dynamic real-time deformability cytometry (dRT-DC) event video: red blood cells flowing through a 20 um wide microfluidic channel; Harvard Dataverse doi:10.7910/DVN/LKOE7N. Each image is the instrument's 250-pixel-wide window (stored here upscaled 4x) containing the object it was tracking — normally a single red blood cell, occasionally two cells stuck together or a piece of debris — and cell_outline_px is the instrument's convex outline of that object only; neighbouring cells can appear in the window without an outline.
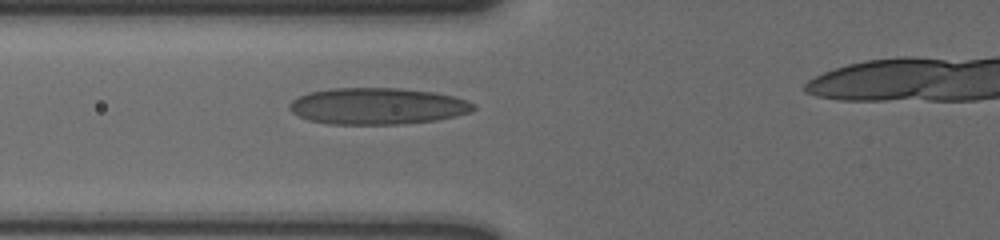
{"species": "human", "species_latin": "Homo sapiens", "temperature_condition": "cold", "stored_images_in_passage": 46, "camera_frame_rate_fps": 3000, "um_per_image_px": 0.085, "donor": {"sex": "male"}, "frame": {"image": 1, "passage_image": 17, "time_ms": 5.333, "image_size_px": [1000, 240], "cell_outline_px": [[476, 108], [472, 112], [456, 116], [436, 120], [400, 124], [328, 124], [308, 120], [292, 112], [288, 108], [288, 104], [292, 100], [308, 92], [332, 88], [400, 88], [432, 92], [452, 96], [468, 100], [476, 104]], "centroid_in_image_um": [32.09, 9.02], "position_along_channel_um": 93.7, "area_um2": 39.36}}
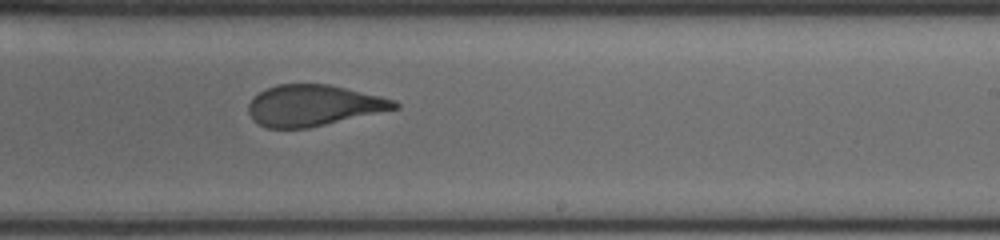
{"frame": {"image": 2, "passage_image": 31, "time_ms": 10.0, "image_size_px": [1000, 240], "cell_outline_px": [[400, 108], [308, 128], [268, 128], [252, 120], [248, 112], [248, 104], [260, 92], [276, 84], [328, 84], [380, 96], [396, 100], [400, 104]], "centroid_in_image_um": [26.66, 8.97], "position_along_channel_um": 262.3, "area_um2": 34.8}}
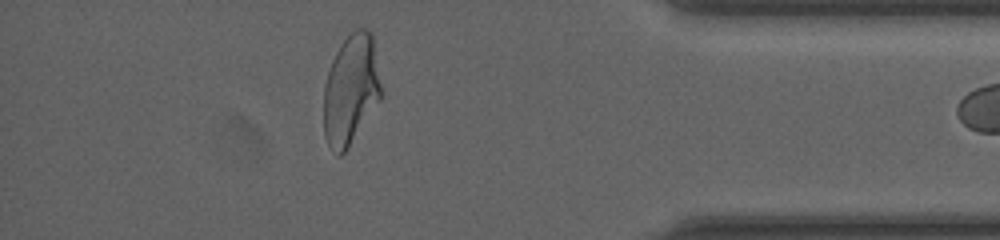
{"frame": {"image": 3, "passage_image": 45, "time_ms": 14.667, "image_size_px": [1000, 240], "cell_outline_px": [[384, 92], [380, 100], [344, 152], [340, 156], [336, 156], [328, 144], [324, 136], [324, 84], [332, 60], [340, 44], [356, 28], [364, 28], [372, 32]], "centroid_in_image_um": [29.85, 7.6], "position_along_channel_um": 405.4, "area_um2": 37.17}}